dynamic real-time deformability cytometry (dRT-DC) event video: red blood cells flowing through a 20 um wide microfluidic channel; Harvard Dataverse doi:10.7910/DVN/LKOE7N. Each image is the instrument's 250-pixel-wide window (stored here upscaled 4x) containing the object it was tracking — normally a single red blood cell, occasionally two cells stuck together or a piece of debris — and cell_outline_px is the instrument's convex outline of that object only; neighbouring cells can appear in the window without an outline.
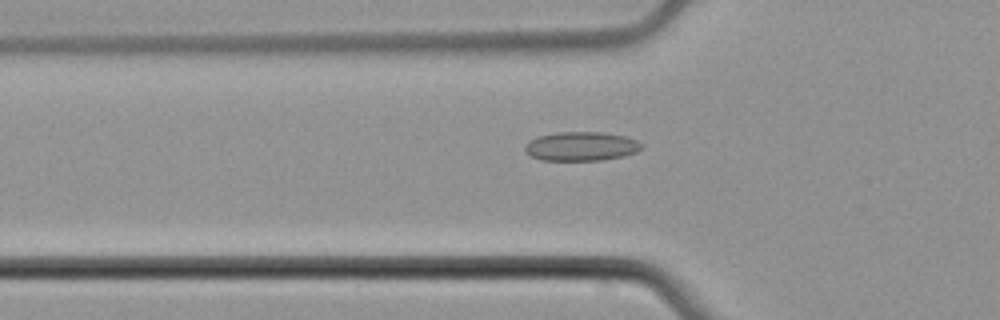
{"species": "common noctule bat (a hibernating species)", "species_latin": "Nyctalus noctula", "temperature_condition": "cold", "stored_images_in_passage": 54, "camera_frame_rate_fps": 3000, "um_per_image_px": 0.085, "animal": {"sex": "male", "body_mass_g": 21.5, "forearm_length_mm": 52.0}, "frame": {"image": 1, "passage_image": 18, "time_ms": 5.667, "image_size_px": [1000, 320], "cell_outline_px": [[644, 148], [636, 152], [624, 156], [604, 160], [540, 160], [524, 152], [524, 144], [528, 140], [536, 136], [556, 132], [600, 132], [624, 136], [636, 140], [644, 144]], "centroid_in_image_um": [49.38, 12.43], "position_along_channel_um": 76.4, "area_um2": 20.06}}
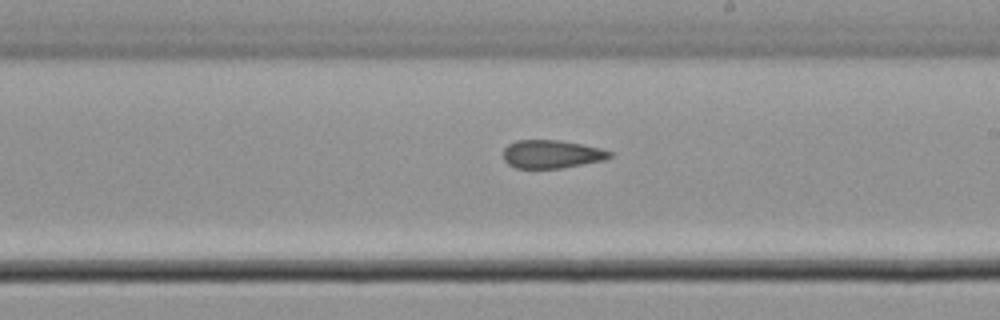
{"frame": {"image": 2, "passage_image": 31, "time_ms": 10.0, "image_size_px": [1000, 320], "cell_outline_px": [[612, 156], [604, 160], [560, 168], [516, 168], [508, 164], [504, 160], [504, 148], [508, 144], [516, 140], [560, 140], [600, 148], [612, 152]], "centroid_in_image_um": [46.87, 13.1], "position_along_channel_um": 242.1, "area_um2": 17.4}}
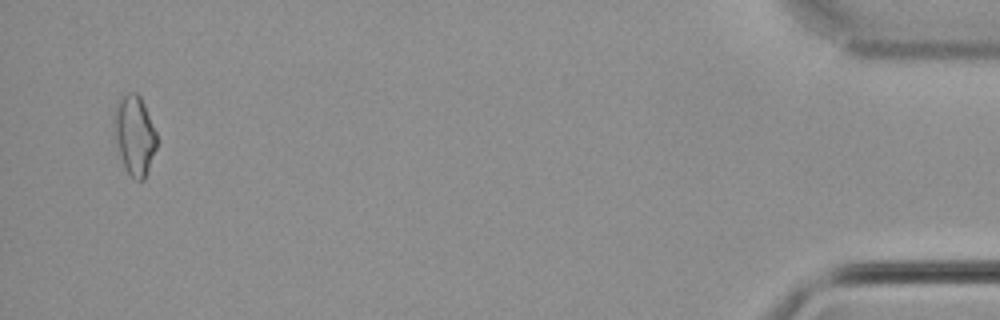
{"frame": {"image": 3, "passage_image": 52, "time_ms": 17.0, "image_size_px": [1000, 320], "cell_outline_px": [[156, 148], [144, 180], [136, 180], [128, 172], [124, 164], [112, 132], [112, 120], [116, 100], [120, 96], [128, 92], [136, 92], [140, 96], [144, 104], [156, 132]], "centroid_in_image_um": [11.39, 11.41], "position_along_channel_um": 423.8, "area_um2": 19.88}, "authors_computed_cell_mechanics": {"area_um2": 18.6983, "velocity_mm_per_s": 3.8197, "shape_relaxation_time_tau1_ms": null, "shape_relaxation_time_tau2_ms": 3.3978, "deformation_change_tau1": null, "deformation_change_tau2": 0.1046}}